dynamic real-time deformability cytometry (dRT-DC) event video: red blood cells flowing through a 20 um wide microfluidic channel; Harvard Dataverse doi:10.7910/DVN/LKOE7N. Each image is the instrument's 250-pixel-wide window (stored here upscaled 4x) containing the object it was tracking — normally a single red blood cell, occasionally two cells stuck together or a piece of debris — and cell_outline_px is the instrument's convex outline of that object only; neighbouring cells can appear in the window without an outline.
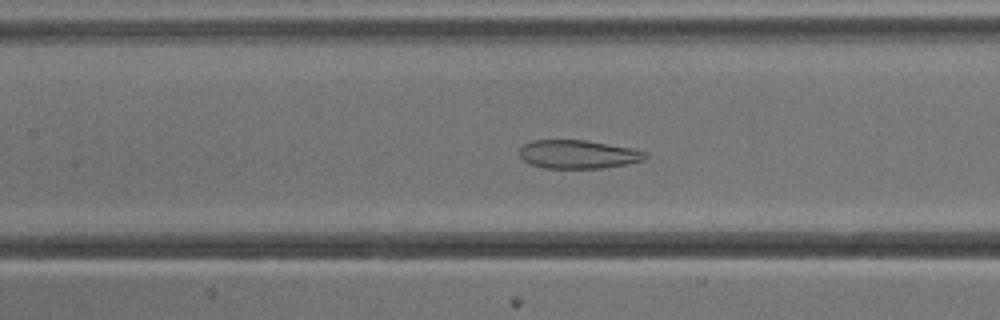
{"species": "common noctule bat (a hibernating species)", "species_latin": "Nyctalus noctula", "temperature_condition": "cold", "stored_images_in_passage": 53, "camera_frame_rate_fps": 3000, "um_per_image_px": 0.085, "animal": {"sex": "male", "body_mass_g": 13.3}, "frame": {"image": 1, "passage_image": 24, "time_ms": 7.667, "image_size_px": [1000, 320], "cell_outline_px": [[648, 156], [644, 160], [628, 164], [600, 168], [544, 168], [532, 164], [524, 160], [520, 156], [520, 148], [524, 144], [532, 140], [584, 140], [632, 148], [648, 152]], "centroid_in_image_um": [49.17, 13.11], "position_along_channel_um": 158.2, "area_um2": 20.87}}
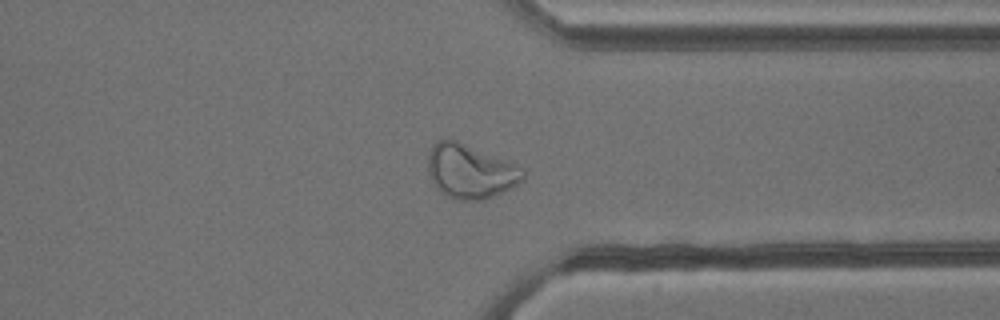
{"frame": {"image": 2, "passage_image": 41, "time_ms": 13.333, "image_size_px": [1000, 320], "cell_outline_px": [[524, 180], [484, 200], [456, 200], [448, 196], [436, 188], [428, 172], [428, 152], [432, 144], [436, 140], [456, 140], [524, 168]], "centroid_in_image_um": [39.94, 14.56], "position_along_channel_um": 371.5, "area_um2": 29.59}}
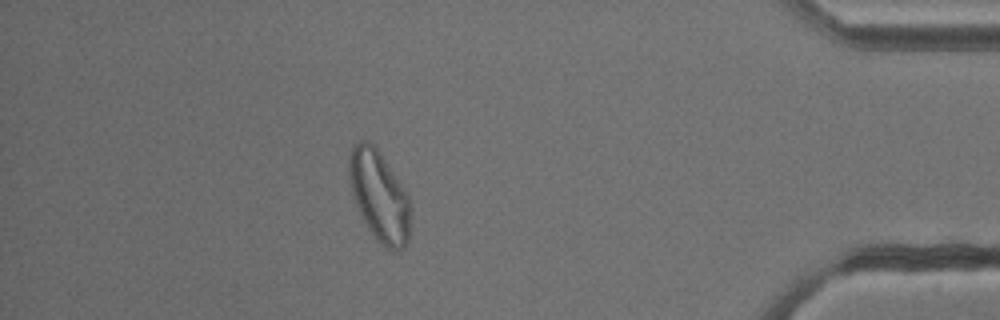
{"frame": {"image": 3, "passage_image": 47, "time_ms": 15.333, "image_size_px": [1000, 320], "cell_outline_px": [[408, 240], [404, 248], [396, 252], [384, 248], [372, 236], [356, 204], [352, 192], [348, 172], [348, 160], [352, 148], [360, 140], [364, 140], [372, 144], [376, 148], [408, 196]], "centroid_in_image_um": [32.2, 16.71], "position_along_channel_um": 403.0, "area_um2": 31.56}}